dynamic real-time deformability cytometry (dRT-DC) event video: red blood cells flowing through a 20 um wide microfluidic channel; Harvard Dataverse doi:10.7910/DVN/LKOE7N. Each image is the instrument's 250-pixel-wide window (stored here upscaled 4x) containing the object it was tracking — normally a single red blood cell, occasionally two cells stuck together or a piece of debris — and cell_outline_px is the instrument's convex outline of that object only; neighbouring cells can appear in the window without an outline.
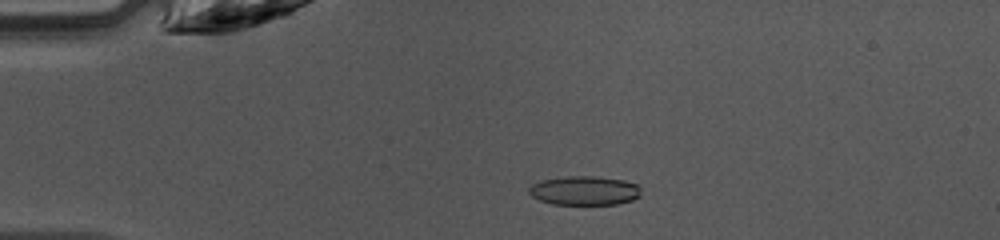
{"species": "common noctule bat (a hibernating species)", "species_latin": "Nyctalus noctula", "temperature_condition": "warm", "stored_images_in_passage": 11, "camera_frame_rate_fps": 3000, "um_per_image_px": 0.085, "animal": {"sex": "female", "body_mass_g": 10.0, "forearm_length_mm": 53.1}, "frame": {"image": 1, "passage_image": 4, "time_ms": 1.0, "image_size_px": [1000, 240], "cell_outline_px": [[640, 196], [632, 200], [616, 204], [552, 204], [540, 200], [532, 196], [528, 192], [528, 188], [532, 184], [540, 180], [568, 176], [596, 176], [624, 180], [640, 184]], "centroid_in_image_um": [49.69, 16.19], "position_along_channel_um": 35.3, "area_um2": 19.13}}